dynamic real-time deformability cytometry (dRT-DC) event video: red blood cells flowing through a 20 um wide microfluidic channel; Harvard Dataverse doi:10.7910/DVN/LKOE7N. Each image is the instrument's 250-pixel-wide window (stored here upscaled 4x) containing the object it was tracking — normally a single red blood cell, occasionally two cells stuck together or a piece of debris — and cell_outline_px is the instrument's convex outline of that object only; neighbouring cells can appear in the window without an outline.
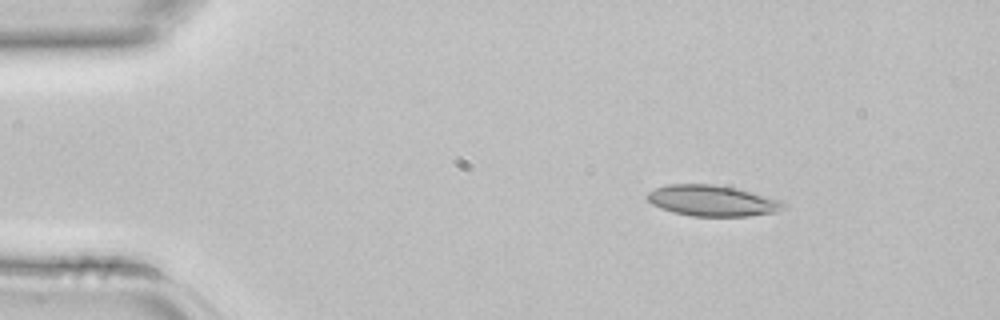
{"species": "common noctule bat (a hibernating species)", "species_latin": "Nyctalus noctula", "temperature_condition": "room temperature", "stored_images_in_passage": 3, "camera_frame_rate_fps": 3000, "um_per_image_px": 0.085, "animal": {"sex": "female", "body_mass_g": 22.7, "forearm_length_mm": 54.2}, "frame": {"image": 1, "passage_image": 1, "time_ms": 0.0, "image_size_px": [1000, 320], "cell_outline_px": [[788, 208], [776, 212], [748, 216], [692, 216], [672, 212], [660, 208], [652, 204], [644, 196], [648, 192], [656, 188], [668, 184], [712, 184], [736, 188], [780, 200], [788, 204]], "centroid_in_image_um": [60.55, 17.06], "position_along_channel_um": 24.5, "area_um2": 24.68}}
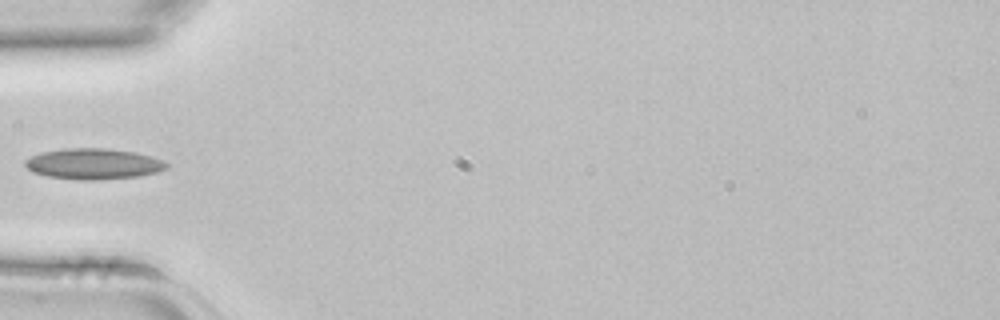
{"frame": {"image": 2, "passage_image": 3, "time_ms": 0.667, "image_size_px": [1000, 320], "cell_outline_px": [[168, 168], [156, 172], [140, 176], [100, 180], [80, 180], [48, 176], [32, 172], [24, 164], [24, 160], [40, 152], [64, 148], [108, 148], [136, 152], [152, 156], [164, 160], [168, 164]], "centroid_in_image_um": [7.96, 13.92], "position_along_channel_um": 77.0, "area_um2": 25.66}}